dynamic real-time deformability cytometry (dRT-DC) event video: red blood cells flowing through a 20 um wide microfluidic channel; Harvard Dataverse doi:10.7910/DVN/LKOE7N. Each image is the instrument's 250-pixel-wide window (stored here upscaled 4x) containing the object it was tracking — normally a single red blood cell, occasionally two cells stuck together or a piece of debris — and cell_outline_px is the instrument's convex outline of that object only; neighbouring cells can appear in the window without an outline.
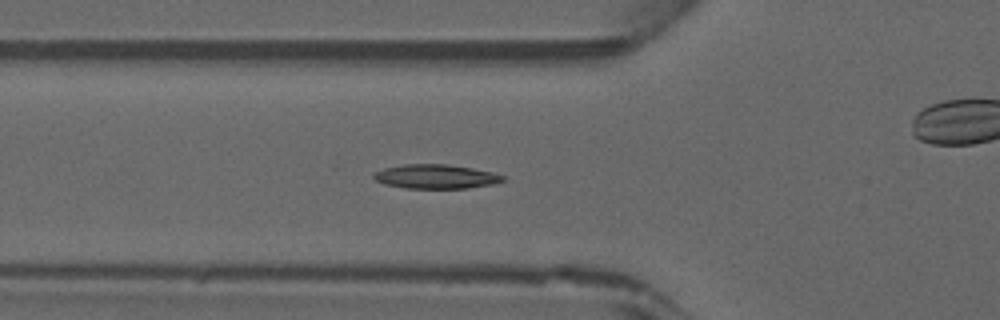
{"species": "common noctule bat (a hibernating species)", "species_latin": "Nyctalus noctula", "temperature_condition": "warm", "stored_images_in_passage": 39, "camera_frame_rate_fps": 3000, "um_per_image_px": 0.085, "animal": {"sex": "male", "forearm_length_mm": 52.5}, "frame": {"image": 1, "passage_image": 8, "time_ms": 2.333, "image_size_px": [1000, 320], "cell_outline_px": [[504, 180], [492, 184], [468, 188], [404, 188], [384, 184], [376, 180], [372, 176], [372, 172], [384, 168], [404, 164], [448, 164], [472, 168], [492, 172], [504, 176]], "centroid_in_image_um": [37.0, 15.0], "position_along_channel_um": 88.8, "area_um2": 18.21}}
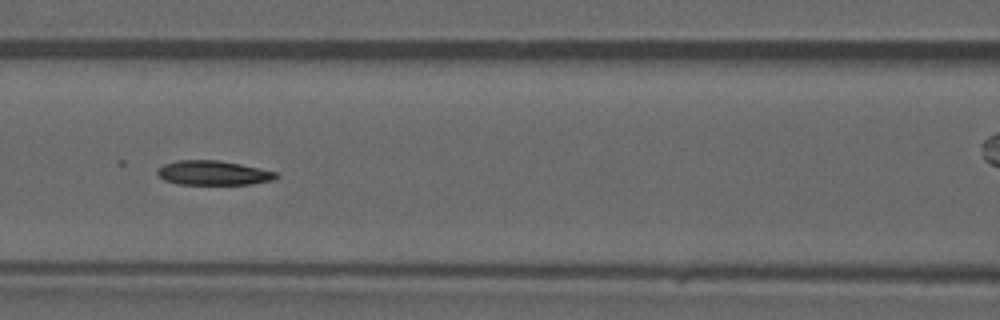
{"frame": {"image": 2, "passage_image": 12, "time_ms": 3.667, "image_size_px": [1000, 320], "cell_outline_px": [[280, 176], [272, 180], [252, 184], [180, 184], [164, 180], [156, 172], [156, 168], [164, 164], [176, 160], [220, 160], [260, 168], [276, 172]], "centroid_in_image_um": [18.12, 14.69], "position_along_channel_um": 148.5, "area_um2": 16.94}}